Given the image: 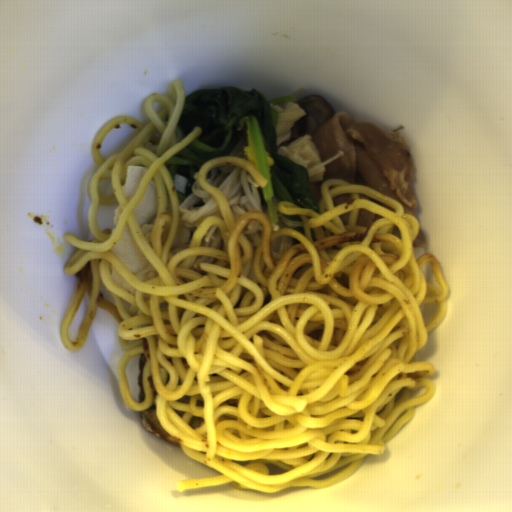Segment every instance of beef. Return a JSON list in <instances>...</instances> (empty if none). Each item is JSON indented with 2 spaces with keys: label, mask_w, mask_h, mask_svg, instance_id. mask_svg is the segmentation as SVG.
Wrapping results in <instances>:
<instances>
[{
  "label": "beef",
  "mask_w": 512,
  "mask_h": 512,
  "mask_svg": "<svg viewBox=\"0 0 512 512\" xmlns=\"http://www.w3.org/2000/svg\"><path fill=\"white\" fill-rule=\"evenodd\" d=\"M306 112L295 121L288 146L303 134H309L322 162L342 150L343 156L324 165L322 179H340L374 189L402 204L403 214L417 218L419 202L412 180L417 178L412 146L400 133L403 125L383 132L370 121H359L351 113L334 112L328 100L309 95L297 100Z\"/></svg>",
  "instance_id": "33117281"
},
{
  "label": "beef",
  "mask_w": 512,
  "mask_h": 512,
  "mask_svg": "<svg viewBox=\"0 0 512 512\" xmlns=\"http://www.w3.org/2000/svg\"><path fill=\"white\" fill-rule=\"evenodd\" d=\"M152 403L143 411H140V424L150 434L155 435L171 445L182 447L181 443L171 434L162 429L157 418L158 389L153 375L148 378Z\"/></svg>",
  "instance_id": "835553da"
},
{
  "label": "beef",
  "mask_w": 512,
  "mask_h": 512,
  "mask_svg": "<svg viewBox=\"0 0 512 512\" xmlns=\"http://www.w3.org/2000/svg\"><path fill=\"white\" fill-rule=\"evenodd\" d=\"M146 362H147V358L143 354L139 355V360H138L139 373L137 375V385L139 387V390L137 392L136 401L140 402V403H142L146 398L144 387H143V367L145 366Z\"/></svg>",
  "instance_id": "3709a7b0"
},
{
  "label": "beef",
  "mask_w": 512,
  "mask_h": 512,
  "mask_svg": "<svg viewBox=\"0 0 512 512\" xmlns=\"http://www.w3.org/2000/svg\"><path fill=\"white\" fill-rule=\"evenodd\" d=\"M384 216H380V215H377L375 213H372V212H369L367 210H364V209H359L358 210V221H357V226H365L367 227V231L369 230L371 224L376 220V219H379V218H382Z\"/></svg>",
  "instance_id": "2567d371"
},
{
  "label": "beef",
  "mask_w": 512,
  "mask_h": 512,
  "mask_svg": "<svg viewBox=\"0 0 512 512\" xmlns=\"http://www.w3.org/2000/svg\"><path fill=\"white\" fill-rule=\"evenodd\" d=\"M414 246L427 247L425 234L420 229H419L417 237L412 242V247H414Z\"/></svg>",
  "instance_id": "bafd7931"
},
{
  "label": "beef",
  "mask_w": 512,
  "mask_h": 512,
  "mask_svg": "<svg viewBox=\"0 0 512 512\" xmlns=\"http://www.w3.org/2000/svg\"><path fill=\"white\" fill-rule=\"evenodd\" d=\"M332 200H333L334 207H337L338 205H340L346 201H350V194L349 193L339 194L338 196L332 198Z\"/></svg>",
  "instance_id": "89bedb05"
},
{
  "label": "beef",
  "mask_w": 512,
  "mask_h": 512,
  "mask_svg": "<svg viewBox=\"0 0 512 512\" xmlns=\"http://www.w3.org/2000/svg\"><path fill=\"white\" fill-rule=\"evenodd\" d=\"M391 234H393L394 236H397L398 238L401 239V234H400V231H399V227L397 225H394L391 232Z\"/></svg>",
  "instance_id": "c1ebe05d"
},
{
  "label": "beef",
  "mask_w": 512,
  "mask_h": 512,
  "mask_svg": "<svg viewBox=\"0 0 512 512\" xmlns=\"http://www.w3.org/2000/svg\"><path fill=\"white\" fill-rule=\"evenodd\" d=\"M349 214H350V212H347V213H345L343 215L338 216V217H340L342 219V221H343V223L345 225L348 224Z\"/></svg>",
  "instance_id": "db948024"
}]
</instances>
